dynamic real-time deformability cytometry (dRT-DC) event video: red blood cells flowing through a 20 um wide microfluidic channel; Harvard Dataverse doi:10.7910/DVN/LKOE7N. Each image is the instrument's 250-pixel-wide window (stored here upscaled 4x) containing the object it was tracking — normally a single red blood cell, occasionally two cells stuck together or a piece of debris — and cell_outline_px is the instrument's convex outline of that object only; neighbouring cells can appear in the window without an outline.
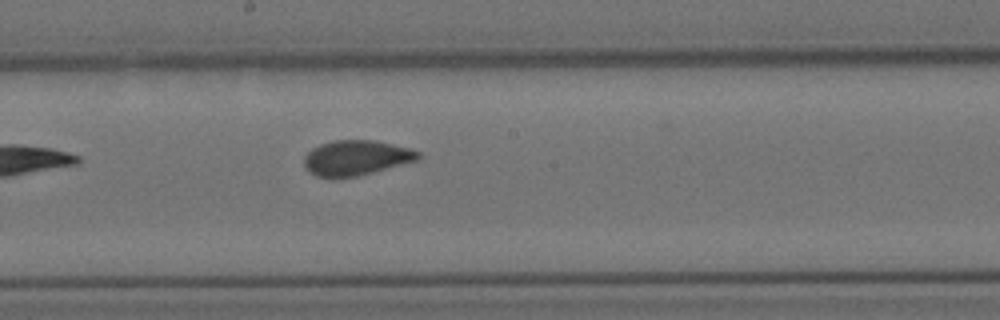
{"species": "Egyptian fruit bat (a non-hibernating species)", "species_latin": "Rousettus aegyptiacus", "temperature_condition": "cold", "stored_images_in_passage": 9, "camera_frame_rate_fps": 3000, "um_per_image_px": 0.085, "animal": {"sex": "female"}, "frame": {"image": 1, "passage_image": 9, "time_ms": 9.667, "image_size_px": [1000, 320], "cell_outline_px": [[420, 156], [416, 160], [372, 172], [356, 176], [316, 176], [308, 172], [304, 168], [304, 156], [312, 148], [320, 144], [332, 140], [376, 140], [408, 148], [420, 152]], "centroid_in_image_um": [30.22, 13.39], "position_along_channel_um": 218.0, "area_um2": 22.95}}